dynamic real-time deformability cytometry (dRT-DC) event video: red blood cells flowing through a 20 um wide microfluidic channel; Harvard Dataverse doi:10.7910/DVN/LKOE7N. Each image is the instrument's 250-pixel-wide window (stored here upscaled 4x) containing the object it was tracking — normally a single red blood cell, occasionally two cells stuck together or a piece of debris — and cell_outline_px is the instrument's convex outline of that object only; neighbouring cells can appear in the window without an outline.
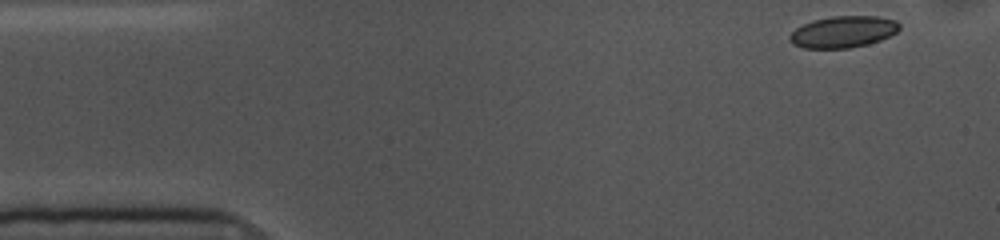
{"species": "common noctule bat (a hibernating species)", "species_latin": "Nyctalus noctula", "temperature_condition": "cold", "stored_images_in_passage": 52, "camera_frame_rate_fps": 3000, "um_per_image_px": 0.085, "animal": {"sex": "female", "body_mass_g": 10.0, "forearm_length_mm": 53.1}, "frame": {"image": 1, "passage_image": 1, "time_ms": 0.0, "image_size_px": [1000, 240], "cell_outline_px": [[900, 28], [896, 32], [880, 40], [868, 44], [848, 48], [804, 48], [792, 44], [788, 40], [788, 36], [796, 28], [812, 20], [832, 16], [876, 16], [896, 20], [900, 24]], "centroid_in_image_um": [71.65, 2.7], "position_along_channel_um": 13.4, "area_um2": 20.23}}
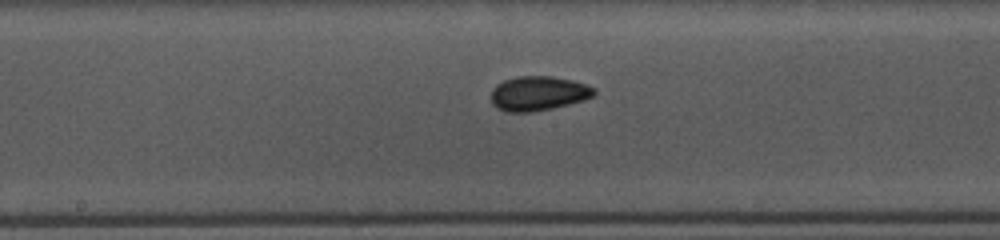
{"frame": {"image": 2, "passage_image": 24, "time_ms": 7.667, "image_size_px": [1000, 240], "cell_outline_px": [[596, 92], [592, 96], [584, 100], [552, 108], [532, 112], [508, 112], [496, 108], [492, 104], [492, 88], [496, 84], [504, 80], [516, 76], [552, 76], [572, 80], [596, 88]], "centroid_in_image_um": [45.73, 7.93], "position_along_channel_um": 202.5, "area_um2": 20.75}}
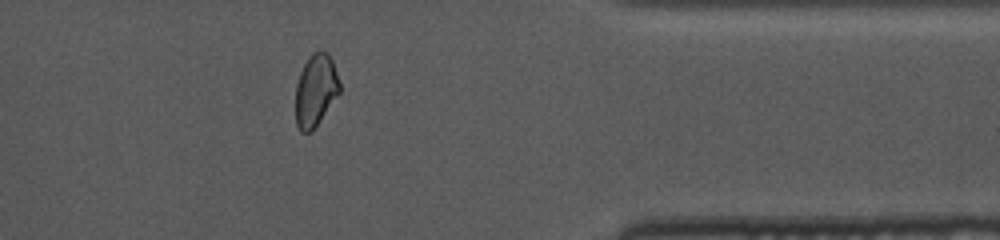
{"frame": {"image": 3, "passage_image": 41, "time_ms": 13.333, "image_size_px": [1000, 240], "cell_outline_px": [[340, 92], [312, 132], [300, 132], [296, 124], [296, 84], [300, 72], [308, 56], [312, 52], [320, 48], [324, 48], [328, 52], [332, 60], [340, 84]], "centroid_in_image_um": [26.83, 7.63], "position_along_channel_um": 384.6, "area_um2": 18.79}, "authors_computed_cell_mechanics": {"area_um2": 20.0277, "velocity_mm_per_s": 3.5878, "shape_relaxation_time_tau1_ms": 4.4212, "shape_relaxation_time_tau2_ms": 1.6409, "deformation_change_tau1": 0.093, "deformation_change_tau2": 0.0612}}